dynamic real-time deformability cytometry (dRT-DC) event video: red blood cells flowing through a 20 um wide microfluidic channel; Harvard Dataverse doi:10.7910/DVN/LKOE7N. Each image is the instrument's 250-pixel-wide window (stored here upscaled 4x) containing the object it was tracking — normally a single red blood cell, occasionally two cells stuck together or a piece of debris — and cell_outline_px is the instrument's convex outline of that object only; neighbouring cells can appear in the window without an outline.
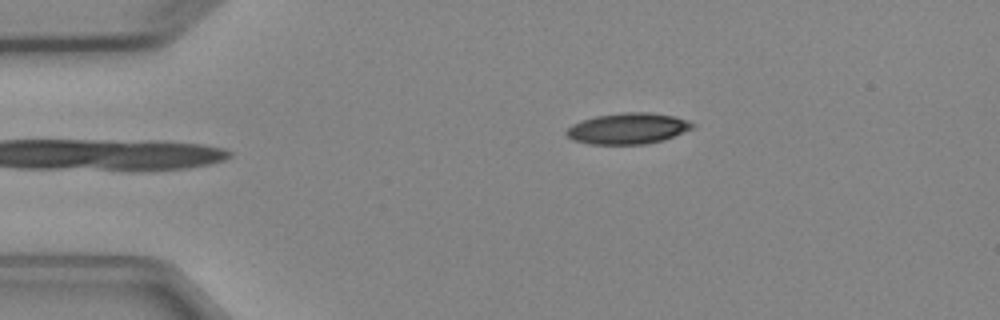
{"species": "Egyptian fruit bat (a non-hibernating species)", "species_latin": "Rousettus aegyptiacus", "temperature_condition": "cold", "stored_images_in_passage": 4, "camera_frame_rate_fps": 3000, "um_per_image_px": 0.085, "animal": {"sex": "female"}, "frame": {"image": 1, "passage_image": 4, "time_ms": 4.333, "image_size_px": [1000, 320], "cell_outline_px": [[696, 124], [692, 128], [664, 140], [644, 144], [588, 144], [572, 140], [564, 132], [572, 124], [580, 120], [596, 116], [624, 112], [648, 112], [676, 116], [688, 120]], "centroid_in_image_um": [53.36, 10.92], "position_along_channel_um": 31.6, "area_um2": 22.89}}